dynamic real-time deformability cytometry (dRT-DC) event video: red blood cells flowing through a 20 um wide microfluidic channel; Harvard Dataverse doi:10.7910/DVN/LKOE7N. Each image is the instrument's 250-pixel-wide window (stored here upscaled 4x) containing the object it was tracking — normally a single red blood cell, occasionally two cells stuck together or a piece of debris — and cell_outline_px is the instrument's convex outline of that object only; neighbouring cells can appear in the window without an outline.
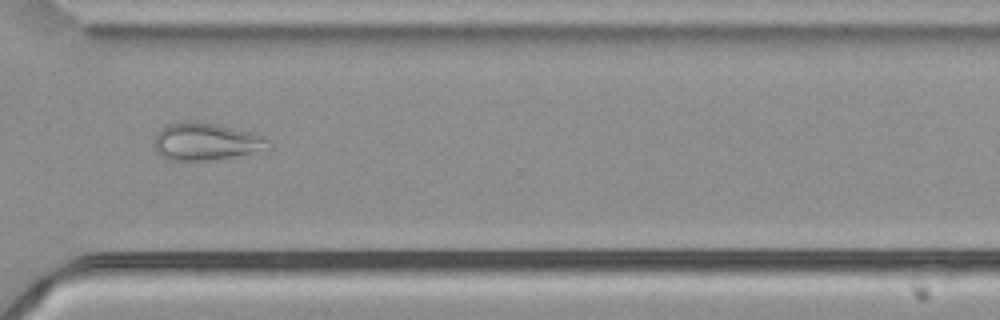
{"species": "common noctule bat (a hibernating species)", "species_latin": "Nyctalus noctula", "temperature_condition": "cold", "stored_images_in_passage": 53, "camera_frame_rate_fps": 3000, "um_per_image_px": 0.085, "animal": {"sex": "male", "body_mass_g": 21.5, "forearm_length_mm": 52.0}, "frame": {"image": 1, "passage_image": 41, "time_ms": 13.333, "image_size_px": [1000, 320], "cell_outline_px": [[272, 148], [268, 152], [216, 160], [164, 160], [156, 152], [156, 132], [168, 124], [176, 120], [196, 120], [256, 132], [264, 136], [272, 144]], "centroid_in_image_um": [17.62, 12.04], "position_along_channel_um": 353.0, "area_um2": 26.13}}
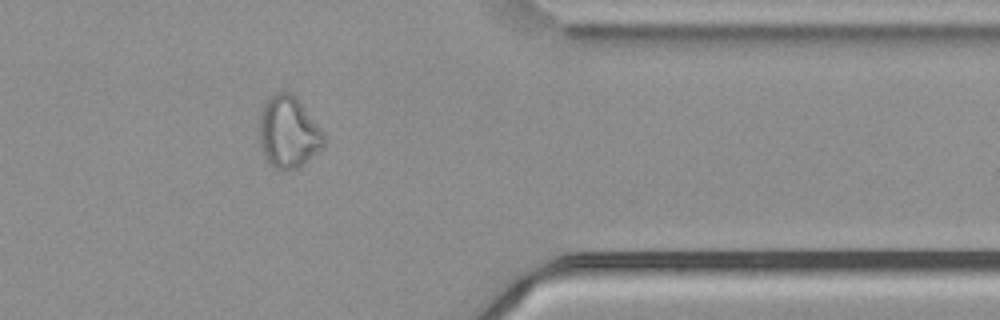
{"frame": {"image": 2, "passage_image": 45, "time_ms": 14.667, "image_size_px": [1000, 320], "cell_outline_px": [[324, 144], [316, 152], [296, 168], [284, 172], [276, 168], [264, 156], [260, 144], [260, 116], [264, 104], [276, 92], [292, 92], [324, 132]], "centroid_in_image_um": [24.51, 11.23], "position_along_channel_um": 386.9, "area_um2": 26.41}}
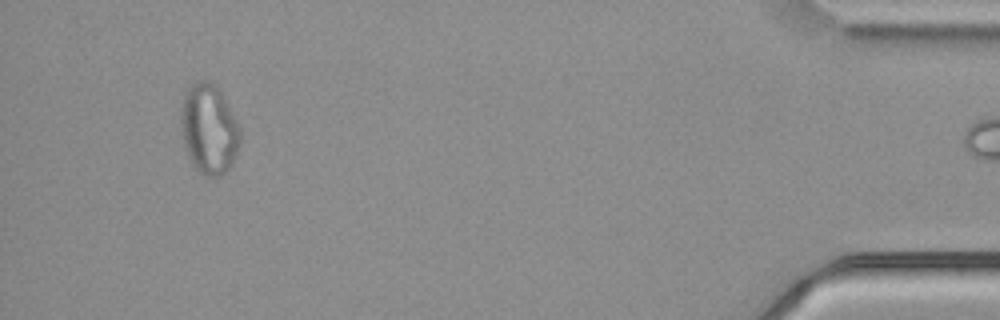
{"frame": {"image": 3, "passage_image": 52, "time_ms": 17.0, "image_size_px": [1000, 320], "cell_outline_px": [[240, 144], [232, 164], [220, 176], [200, 176], [192, 164], [188, 156], [184, 144], [180, 128], [180, 108], [184, 96], [188, 88], [196, 80], [208, 80], [216, 84], [232, 112], [240, 128]], "centroid_in_image_um": [17.74, 10.97], "position_along_channel_um": 417.5, "area_um2": 31.39}}